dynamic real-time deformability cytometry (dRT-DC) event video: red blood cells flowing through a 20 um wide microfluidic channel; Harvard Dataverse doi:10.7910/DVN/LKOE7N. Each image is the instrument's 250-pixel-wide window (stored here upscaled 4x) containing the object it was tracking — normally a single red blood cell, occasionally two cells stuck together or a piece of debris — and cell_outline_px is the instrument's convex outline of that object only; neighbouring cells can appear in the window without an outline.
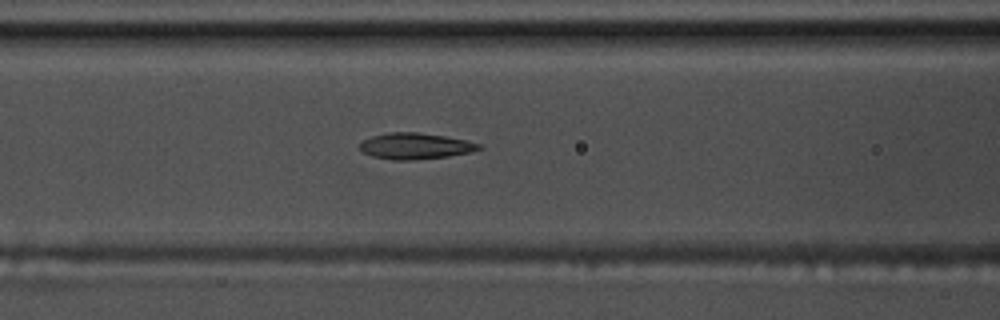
{"species": "common noctule bat (a hibernating species)", "species_latin": "Nyctalus noctula", "temperature_condition": "warm", "stored_images_in_passage": 49, "camera_frame_rate_fps": 3000, "um_per_image_px": 0.085, "animal": {"sex": "male", "body_mass_g": 17.5, "forearm_length_mm": 52.3}, "frame": {"image": 1, "passage_image": 16, "time_ms": 5.0, "image_size_px": [1000, 320], "cell_outline_px": [[484, 148], [472, 152], [448, 156], [412, 160], [392, 160], [372, 156], [364, 152], [360, 148], [360, 144], [364, 140], [372, 136], [388, 132], [416, 132], [444, 136], [464, 140], [480, 144]], "centroid_in_image_um": [35.31, 12.42], "position_along_channel_um": 131.3, "area_um2": 18.03}}
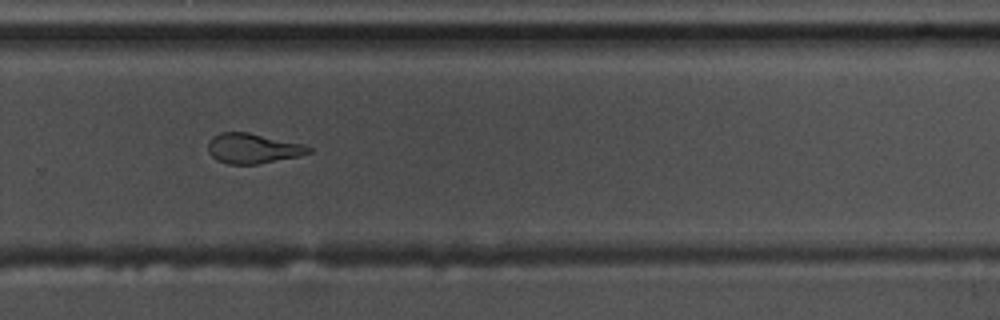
{"frame": {"image": 2, "passage_image": 31, "time_ms": 10.0, "image_size_px": [1000, 320], "cell_outline_px": [[312, 152], [300, 156], [260, 164], [228, 164], [216, 160], [208, 152], [208, 140], [212, 136], [220, 132], [248, 132], [304, 144], [312, 148]], "centroid_in_image_um": [21.49, 12.62], "position_along_channel_um": 308.3, "area_um2": 17.86}}
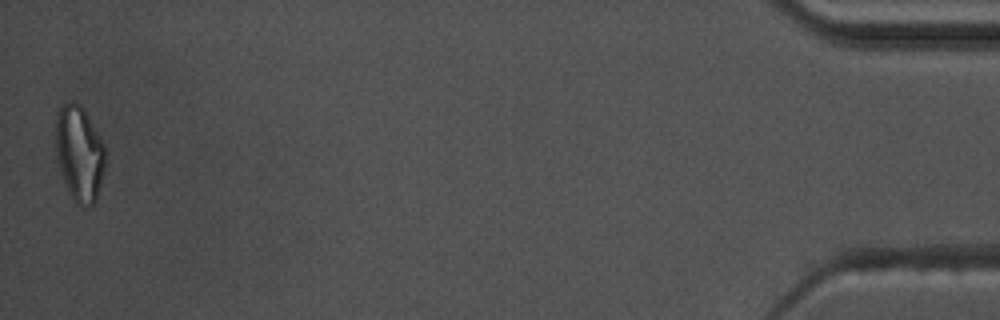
{"frame": {"image": 3, "passage_image": 49, "time_ms": 16.0, "image_size_px": [1000, 320], "cell_outline_px": [[104, 168], [96, 200], [92, 204], [76, 204], [68, 188], [56, 152], [56, 112], [68, 100], [72, 100], [80, 104], [100, 136], [104, 144]], "centroid_in_image_um": [6.75, 12.96], "position_along_channel_um": 428.5, "area_um2": 26.76}, "authors_computed_cell_mechanics": {"area_um2": 18.2648, "velocity_mm_per_s": 3.5536, "shape_relaxation_time_tau1_ms": 10.9269, "shape_relaxation_time_tau2_ms": 2.4244, "deformation_change_tau1": 0.2602, "deformation_change_tau2": 0.102}}